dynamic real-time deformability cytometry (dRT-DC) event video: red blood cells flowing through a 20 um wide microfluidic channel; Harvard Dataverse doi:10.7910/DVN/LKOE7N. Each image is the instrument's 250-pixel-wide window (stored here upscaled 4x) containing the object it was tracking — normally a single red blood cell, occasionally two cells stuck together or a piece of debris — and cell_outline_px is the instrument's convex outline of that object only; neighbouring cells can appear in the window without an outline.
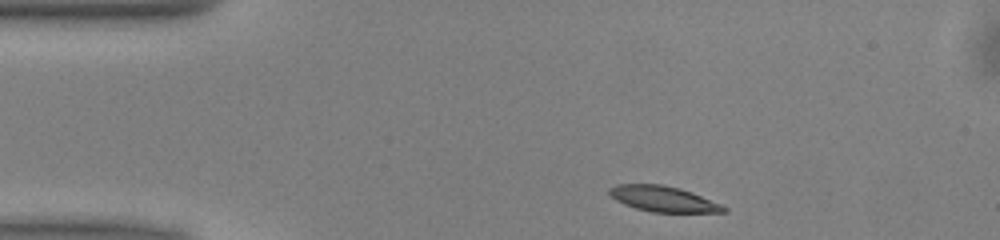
{"species": "common noctule bat (a hibernating species)", "species_latin": "Nyctalus noctula", "temperature_condition": "warm", "stored_images_in_passage": 43, "camera_frame_rate_fps": 3000, "um_per_image_px": 0.085, "animal": {"sex": "male", "body_mass_g": 13.0, "forearm_length_mm": 53.1}, "frame": {"image": 1, "passage_image": 1, "time_ms": 0.0, "image_size_px": [1000, 240], "cell_outline_px": [[728, 212], [652, 212], [636, 208], [624, 204], [616, 200], [608, 192], [608, 188], [616, 184], [664, 184], [680, 188], [692, 192], [720, 204], [728, 208]], "centroid_in_image_um": [56.37, 16.9], "position_along_channel_um": 28.6, "area_um2": 17.05}}
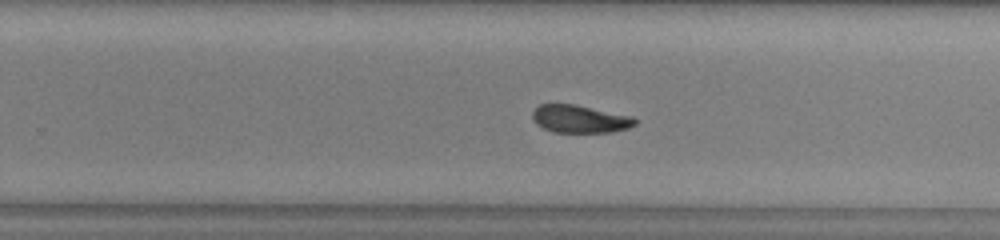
{"frame": {"image": 2, "passage_image": 24, "time_ms": 7.667, "image_size_px": [1000, 240], "cell_outline_px": [[636, 124], [628, 128], [608, 132], [552, 132], [536, 124], [532, 120], [532, 112], [540, 104], [576, 104], [632, 116], [636, 120]], "centroid_in_image_um": [49.26, 10.1], "position_along_channel_um": 280.5, "area_um2": 16.59}}
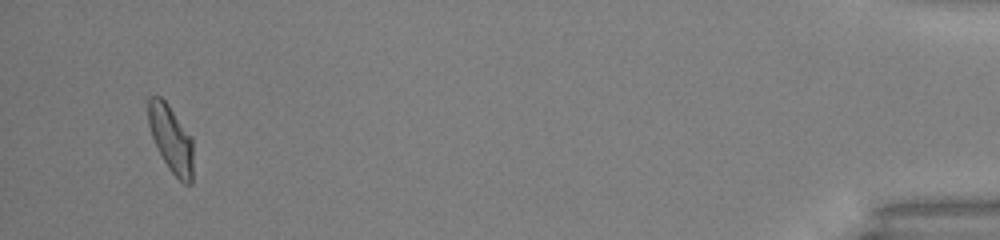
{"frame": {"image": 3, "passage_image": 41, "time_ms": 13.333, "image_size_px": [1000, 240], "cell_outline_px": [[192, 184], [184, 184], [168, 168], [152, 136], [148, 124], [148, 96], [160, 96], [168, 104], [192, 136]], "centroid_in_image_um": [14.54, 11.78], "position_along_channel_um": 420.7, "area_um2": 17.4}, "authors_computed_cell_mechanics": {"area_um2": 17.4556, "velocity_mm_per_s": 3.9919, "shape_relaxation_time_tau1_ms": 4.7892, "shape_relaxation_time_tau2_ms": 5.1283, "deformation_change_tau1": 0.1579, "deformation_change_tau2": 0.1046}}